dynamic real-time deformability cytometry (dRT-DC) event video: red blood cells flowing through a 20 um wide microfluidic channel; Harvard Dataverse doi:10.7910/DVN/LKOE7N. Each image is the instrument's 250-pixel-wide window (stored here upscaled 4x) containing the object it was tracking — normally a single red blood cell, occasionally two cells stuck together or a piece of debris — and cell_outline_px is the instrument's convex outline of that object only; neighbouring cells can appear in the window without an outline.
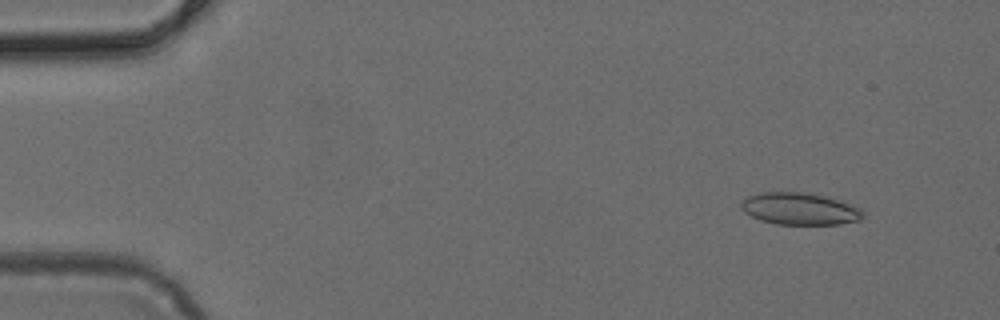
{"species": "common noctule bat (a hibernating species)", "species_latin": "Nyctalus noctula", "temperature_condition": "cold", "stored_images_in_passage": 3, "camera_frame_rate_fps": 3000, "um_per_image_px": 0.085, "animal": {"sex": "female", "body_mass_g": 24.6, "forearm_length_mm": 56.2}, "frame": {"image": 1, "passage_image": 1, "time_ms": 0.0, "image_size_px": [1000, 320], "cell_outline_px": [[864, 216], [860, 220], [840, 224], [776, 224], [760, 220], [744, 212], [740, 208], [740, 204], [748, 196], [756, 192], [804, 192], [824, 196], [860, 208], [864, 212]], "centroid_in_image_um": [67.94, 17.75], "position_along_channel_um": 17.1, "area_um2": 22.66}}
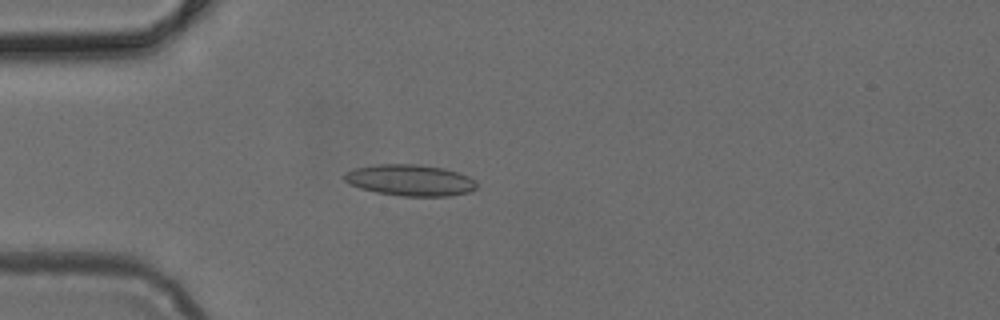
{"frame": {"image": 2, "passage_image": 3, "time_ms": 0.667, "image_size_px": [1000, 320], "cell_outline_px": [[476, 188], [468, 192], [448, 196], [400, 196], [376, 192], [360, 188], [344, 180], [344, 172], [356, 168], [376, 164], [416, 164], [444, 168], [468, 176], [476, 180]], "centroid_in_image_um": [34.86, 15.31], "position_along_channel_um": 50.1, "area_um2": 24.04}}